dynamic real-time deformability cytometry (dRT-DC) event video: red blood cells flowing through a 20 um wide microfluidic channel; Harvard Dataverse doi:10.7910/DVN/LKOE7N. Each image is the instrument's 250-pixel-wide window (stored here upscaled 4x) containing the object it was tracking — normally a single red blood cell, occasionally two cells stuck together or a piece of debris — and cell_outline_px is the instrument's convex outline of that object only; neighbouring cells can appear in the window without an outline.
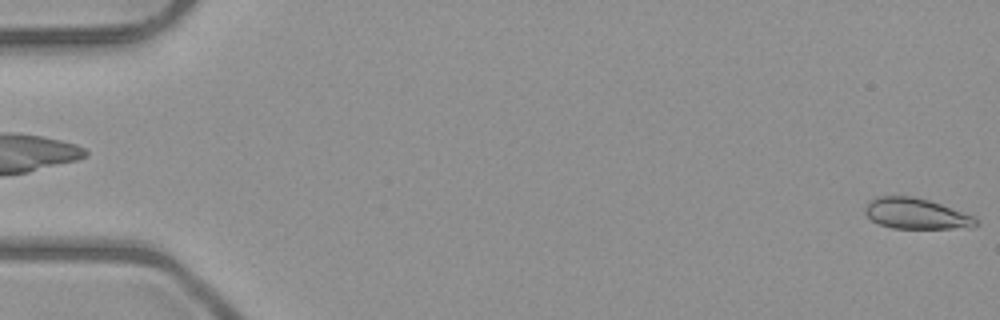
{"species": "common noctule bat (a hibernating species)", "species_latin": "Nyctalus noctula", "temperature_condition": "room temperature", "stored_images_in_passage": 4, "segment_of_instrument_passage": [2, 2], "camera_frame_rate_fps": 3000, "um_per_image_px": 0.085, "animal": {"sex": "male", "body_mass_g": 23.1, "forearm_length_mm": 52.7}, "frame": {"image": 1, "passage_image": 4, "time_ms": 3.333, "image_size_px": [1000, 320], "cell_outline_px": [[980, 224], [972, 228], [892, 228], [880, 224], [872, 220], [864, 212], [864, 208], [868, 200], [876, 196], [912, 196], [928, 200], [940, 204], [972, 216]], "centroid_in_image_um": [77.83, 18.16], "position_along_channel_um": 7.2, "area_um2": 19.77}}